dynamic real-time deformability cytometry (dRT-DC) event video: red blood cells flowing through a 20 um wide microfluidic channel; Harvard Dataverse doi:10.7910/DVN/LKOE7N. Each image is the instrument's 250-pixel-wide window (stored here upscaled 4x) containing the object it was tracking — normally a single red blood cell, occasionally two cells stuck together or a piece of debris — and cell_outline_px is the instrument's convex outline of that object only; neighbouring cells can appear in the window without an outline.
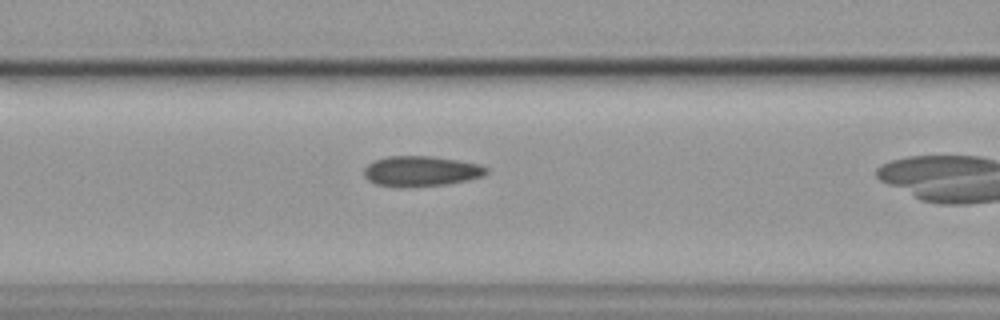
{"species": "common noctule bat (a hibernating species)", "species_latin": "Nyctalus noctula", "temperature_condition": "cold", "stored_images_in_passage": 17, "camera_frame_rate_fps": 3000, "um_per_image_px": 0.085, "animal": {"sex": "female", "body_mass_g": 19.9}, "frame": {"image": 1, "passage_image": 12, "time_ms": 3.667, "image_size_px": [1000, 320], "cell_outline_px": [[488, 172], [484, 176], [468, 180], [444, 184], [404, 188], [400, 188], [376, 184], [368, 180], [364, 176], [364, 168], [368, 164], [376, 160], [388, 156], [432, 156], [480, 164], [488, 168]], "centroid_in_image_um": [35.78, 14.56], "position_along_channel_um": 130.8, "area_um2": 21.73}}